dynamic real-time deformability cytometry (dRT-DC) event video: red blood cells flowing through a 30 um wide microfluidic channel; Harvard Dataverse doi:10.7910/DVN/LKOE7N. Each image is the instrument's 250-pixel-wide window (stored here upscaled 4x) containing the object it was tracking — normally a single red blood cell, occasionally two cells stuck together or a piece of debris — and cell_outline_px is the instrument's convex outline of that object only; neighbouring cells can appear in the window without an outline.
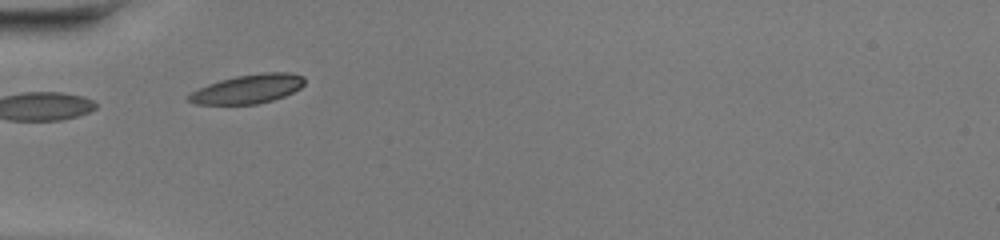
{"species": "common noctule bat (a hibernating species)", "species_latin": "Nyctalus noctula", "temperature_condition": "warm", "stored_images_in_passage": 4, "camera_frame_rate_fps": 3000, "um_per_image_px": 0.085, "animal": {"sex": "female", "body_mass_g": 20.0, "forearm_length_mm": 54.0}, "frame": {"image": 1, "passage_image": 1, "time_ms": 0.0, "image_size_px": [1000, 240], "cell_outline_px": [[304, 84], [300, 88], [284, 96], [272, 100], [256, 104], [196, 104], [188, 100], [188, 96], [192, 92], [208, 84], [220, 80], [236, 76], [264, 72], [292, 72], [304, 76]], "centroid_in_image_um": [21.1, 7.55], "position_along_channel_um": 63.9, "area_um2": 19.42}}